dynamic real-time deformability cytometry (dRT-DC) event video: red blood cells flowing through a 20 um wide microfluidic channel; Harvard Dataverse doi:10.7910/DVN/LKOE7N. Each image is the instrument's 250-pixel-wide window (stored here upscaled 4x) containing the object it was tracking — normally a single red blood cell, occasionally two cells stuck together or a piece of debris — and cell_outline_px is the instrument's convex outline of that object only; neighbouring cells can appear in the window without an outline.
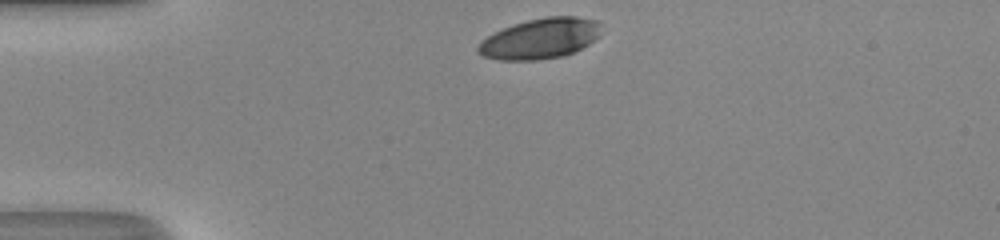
{"species": "human", "species_latin": "Homo sapiens", "temperature_condition": "room temperature", "stored_images_in_passage": 29, "camera_frame_rate_fps": 3000, "um_per_image_px": 0.085, "donor": {"sex": "male"}, "frame": {"image": 1, "passage_image": 1, "time_ms": 0.0, "image_size_px": [1000, 240], "cell_outline_px": [[600, 36], [588, 44], [564, 56], [536, 60], [500, 60], [484, 56], [476, 52], [476, 48], [480, 40], [512, 24], [544, 16], [576, 16], [596, 20], [600, 24]], "centroid_in_image_um": [45.9, 3.27], "position_along_channel_um": 39.1, "area_um2": 29.07}}
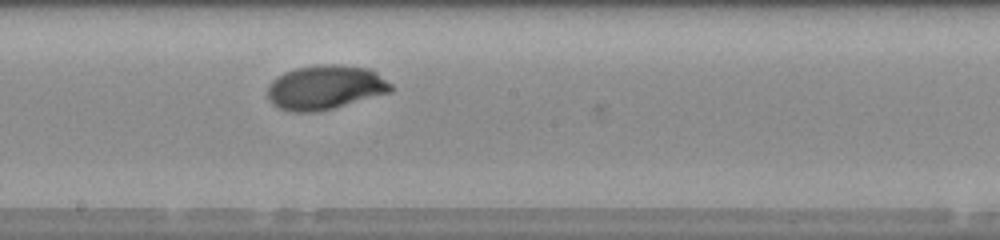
{"frame": {"image": 2, "passage_image": 17, "time_ms": 5.333, "image_size_px": [1000, 240], "cell_outline_px": [[396, 88], [392, 92], [332, 108], [316, 112], [288, 112], [272, 104], [268, 100], [268, 84], [272, 80], [284, 72], [296, 68], [316, 64], [340, 64], [368, 68], [376, 72], [392, 84]], "centroid_in_image_um": [27.65, 7.42], "position_along_channel_um": 220.6, "area_um2": 32.19}}
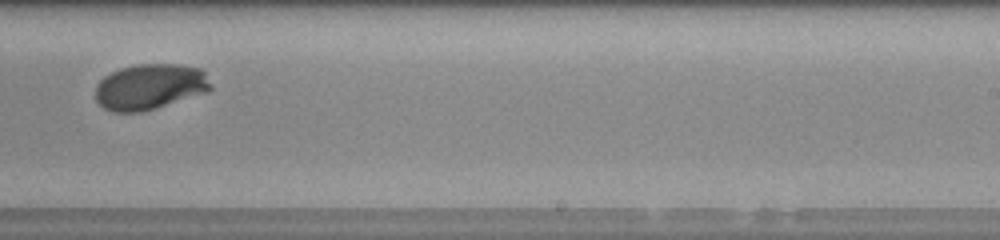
{"frame": {"image": 3, "passage_image": 21, "time_ms": 6.667, "image_size_px": [1000, 240], "cell_outline_px": [[212, 88], [208, 92], [156, 108], [140, 112], [112, 112], [104, 108], [96, 100], [96, 84], [104, 76], [120, 68], [136, 64], [180, 64], [200, 68], [204, 72], [212, 84]], "centroid_in_image_um": [12.75, 7.37], "position_along_channel_um": 276.2, "area_um2": 30.92}, "authors_computed_cell_mechanics": {"area_um2": 30.923, "velocity_mm_per_s": 4.201, "shape_relaxation_time_tau1_ms": 2.3128, "shape_relaxation_time_tau2_ms": null, "deformation_change_tau1": 0.1663, "deformation_change_tau2": null}}